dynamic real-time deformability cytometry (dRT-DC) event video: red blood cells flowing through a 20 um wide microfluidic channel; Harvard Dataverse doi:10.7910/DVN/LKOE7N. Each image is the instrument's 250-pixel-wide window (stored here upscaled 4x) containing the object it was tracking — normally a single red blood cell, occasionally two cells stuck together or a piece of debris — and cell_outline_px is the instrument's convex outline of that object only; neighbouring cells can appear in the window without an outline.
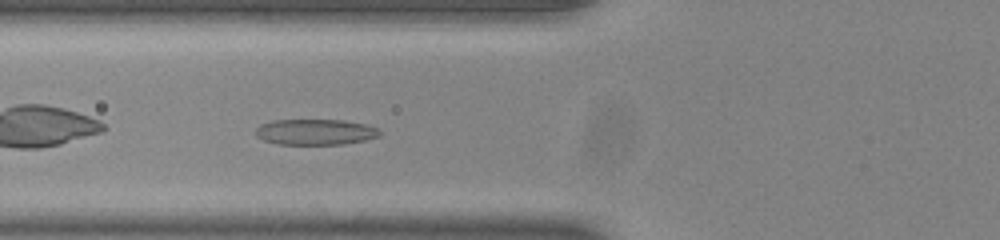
{"species": "common noctule bat (a hibernating species)", "species_latin": "Nyctalus noctula", "temperature_condition": "room temperature", "stored_images_in_passage": 36, "camera_frame_rate_fps": 3000, "um_per_image_px": 0.085, "animal": {"sex": "male", "body_mass_g": 20.0, "forearm_length_mm": 53.3}, "frame": {"image": 1, "passage_image": 4, "time_ms": 1.0, "image_size_px": [1000, 240], "cell_outline_px": [[380, 136], [364, 140], [344, 144], [280, 144], [264, 140], [256, 136], [256, 128], [260, 124], [272, 120], [344, 120], [368, 124], [380, 128]], "centroid_in_image_um": [26.84, 11.21], "position_along_channel_um": 99.0, "area_um2": 18.73}}
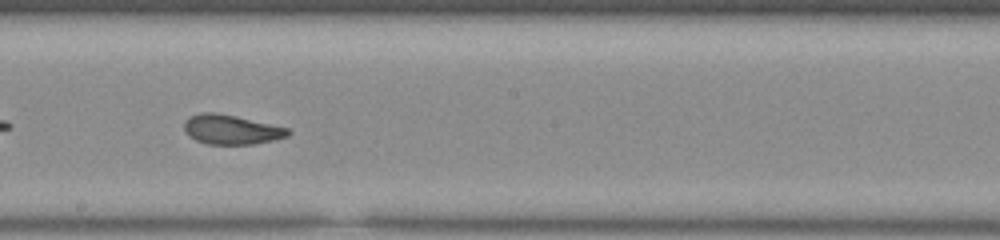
{"frame": {"image": 2, "passage_image": 14, "time_ms": 4.333, "image_size_px": [1000, 240], "cell_outline_px": [[292, 132], [288, 136], [256, 144], [208, 144], [196, 140], [188, 136], [184, 132], [184, 120], [188, 116], [200, 112], [216, 112], [236, 116], [288, 128]], "centroid_in_image_um": [19.61, 11.0], "position_along_channel_um": 228.6, "area_um2": 18.03}}
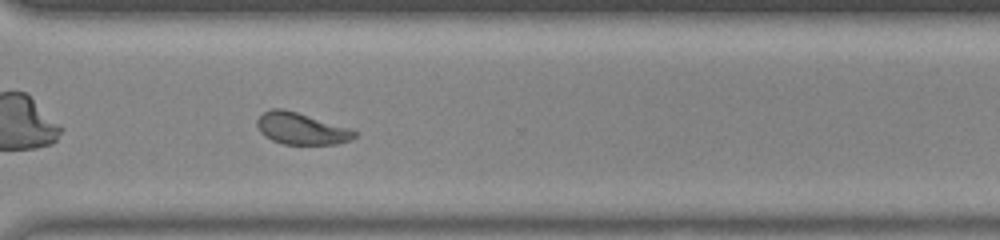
{"frame": {"image": 3, "passage_image": 23, "time_ms": 7.333, "image_size_px": [1000, 240], "cell_outline_px": [[356, 136], [352, 140], [336, 144], [284, 144], [272, 140], [264, 136], [260, 132], [256, 124], [256, 120], [264, 112], [272, 108], [284, 108], [352, 128], [356, 132]], "centroid_in_image_um": [25.62, 10.92], "position_along_channel_um": 345.0, "area_um2": 18.21}, "authors_computed_cell_mechanics": {"area_um2": 18.1781, "velocity_mm_per_s": 3.8796, "shape_relaxation_time_tau1_ms": 3.7317, "shape_relaxation_time_tau2_ms": 1.3406, "deformation_change_tau1": 0.1402, "deformation_change_tau2": 0.0793}}